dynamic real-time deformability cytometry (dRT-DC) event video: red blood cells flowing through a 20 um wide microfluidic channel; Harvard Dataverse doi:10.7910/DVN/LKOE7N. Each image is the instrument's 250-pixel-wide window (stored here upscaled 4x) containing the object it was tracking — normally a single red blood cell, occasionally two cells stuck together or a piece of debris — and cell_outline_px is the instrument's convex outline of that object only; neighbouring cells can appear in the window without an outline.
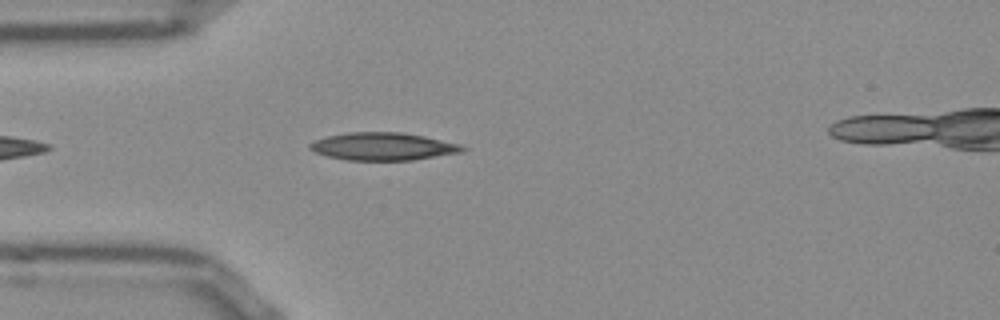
{"species": "Egyptian fruit bat (a non-hibernating species)", "species_latin": "Rousettus aegyptiacus", "temperature_condition": "room temperature", "stored_images_in_passage": 11, "camera_frame_rate_fps": 3000, "um_per_image_px": 0.085, "frame": {"image": 1, "passage_image": 4, "time_ms": 1.0, "image_size_px": [1000, 320], "cell_outline_px": [[468, 148], [464, 152], [412, 160], [348, 160], [328, 156], [316, 152], [308, 148], [308, 144], [316, 140], [328, 136], [352, 132], [400, 132], [424, 136], [460, 144]], "centroid_in_image_um": [32.6, 12.45], "position_along_channel_um": 52.4, "area_um2": 24.51}}
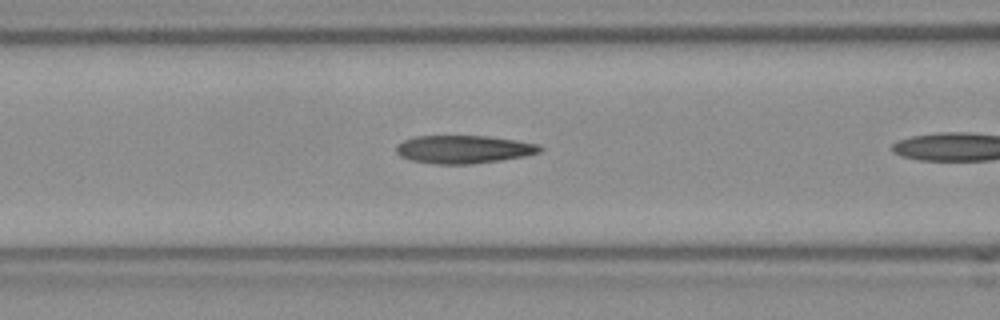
{"frame": {"image": 2, "passage_image": 7, "time_ms": 2.0, "image_size_px": [1000, 320], "cell_outline_px": [[544, 148], [540, 152], [524, 156], [500, 160], [472, 164], [432, 164], [408, 160], [400, 156], [396, 152], [396, 144], [404, 140], [416, 136], [484, 136], [512, 140], [536, 144]], "centroid_in_image_um": [39.34, 12.7], "position_along_channel_um": 127.3, "area_um2": 23.41}}
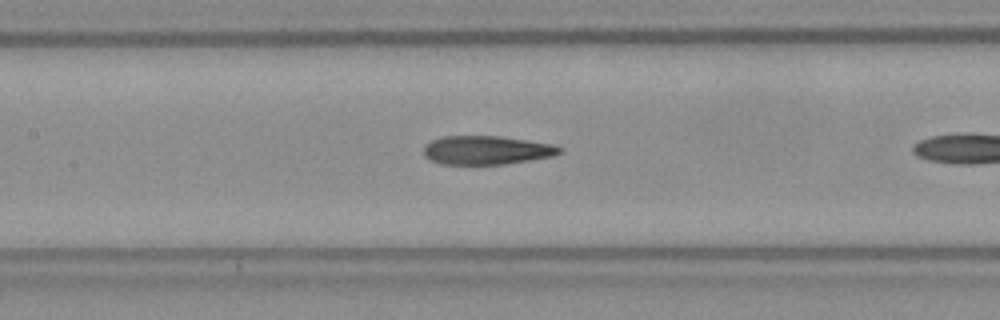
{"frame": {"image": 3, "passage_image": 10, "time_ms": 3.0, "image_size_px": [1000, 320], "cell_outline_px": [[564, 152], [552, 156], [504, 164], [440, 164], [424, 156], [424, 148], [432, 140], [444, 136], [500, 136], [552, 144], [564, 148]], "centroid_in_image_um": [41.39, 12.76], "position_along_channel_um": 166.0, "area_um2": 22.6}}